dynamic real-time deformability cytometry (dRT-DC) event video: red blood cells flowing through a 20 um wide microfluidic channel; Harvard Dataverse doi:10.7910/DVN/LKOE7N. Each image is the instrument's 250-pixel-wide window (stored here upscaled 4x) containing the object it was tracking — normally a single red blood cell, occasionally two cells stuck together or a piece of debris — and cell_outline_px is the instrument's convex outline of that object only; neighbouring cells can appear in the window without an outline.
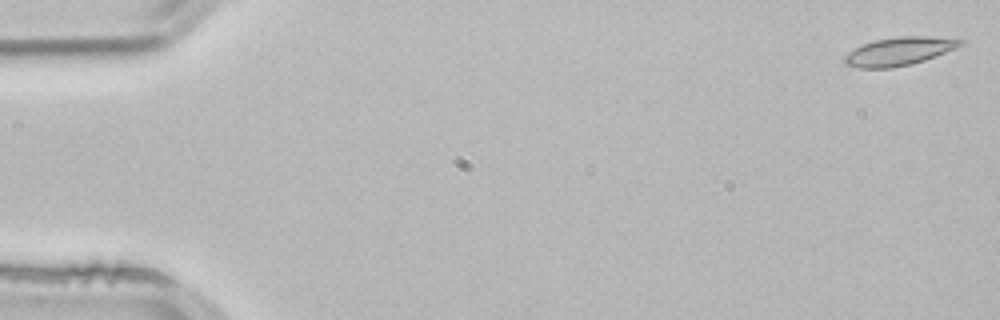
{"species": "common noctule bat (a hibernating species)", "species_latin": "Nyctalus noctula", "temperature_condition": "room temperature", "stored_images_in_passage": 4, "segment_of_instrument_passage": [1, 2], "camera_frame_rate_fps": 3000, "um_per_image_px": 0.085, "animal": {"sex": "male", "body_mass_g": 21.5, "forearm_length_mm": 52.0}, "frame": {"image": 1, "passage_image": 1, "time_ms": 0.0, "image_size_px": [1000, 320], "cell_outline_px": [[964, 44], [956, 48], [924, 60], [912, 64], [888, 68], [860, 68], [844, 64], [844, 56], [848, 52], [864, 44], [876, 40], [900, 36], [928, 36], [964, 40]], "centroid_in_image_um": [76.42, 4.36], "position_along_channel_um": 8.6, "area_um2": 18.84}}
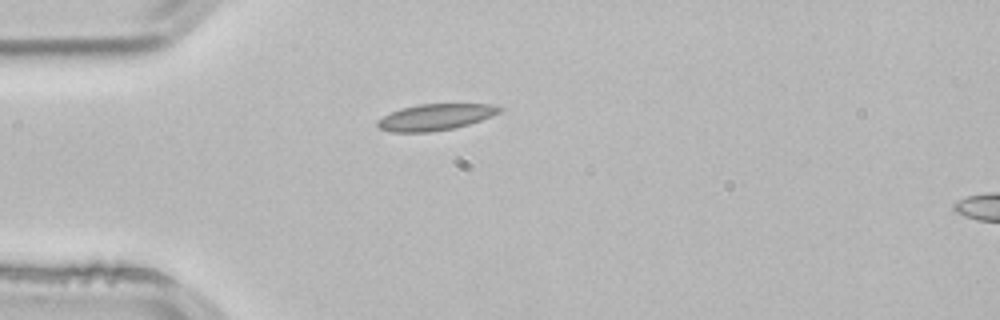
{"frame": {"image": 2, "passage_image": 3, "time_ms": 0.667, "image_size_px": [1000, 320], "cell_outline_px": [[504, 108], [500, 112], [492, 116], [468, 124], [452, 128], [428, 132], [392, 132], [380, 128], [376, 124], [376, 120], [400, 108], [420, 104], [496, 104]], "centroid_in_image_um": [37.02, 9.94], "position_along_channel_um": 48.0, "area_um2": 18.61}}